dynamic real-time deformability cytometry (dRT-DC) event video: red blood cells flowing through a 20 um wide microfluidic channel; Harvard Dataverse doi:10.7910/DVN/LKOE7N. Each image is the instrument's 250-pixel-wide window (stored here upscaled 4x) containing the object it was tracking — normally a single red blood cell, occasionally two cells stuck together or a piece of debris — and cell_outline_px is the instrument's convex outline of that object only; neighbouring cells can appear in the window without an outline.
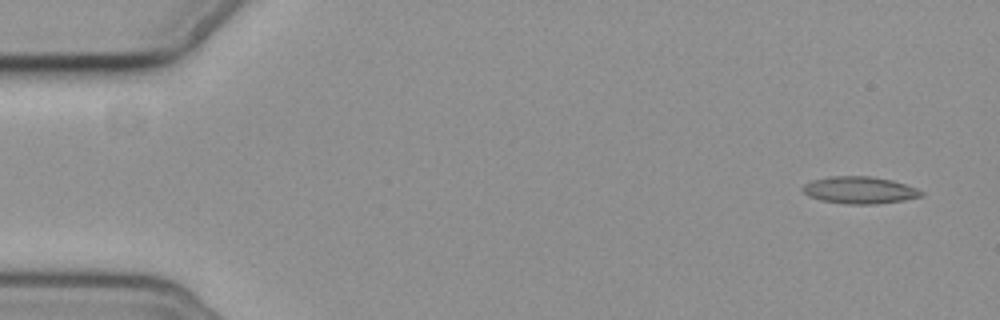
{"species": "common noctule bat (a hibernating species)", "species_latin": "Nyctalus noctula", "temperature_condition": "cold", "stored_images_in_passage": 5, "camera_frame_rate_fps": 3000, "um_per_image_px": 0.085, "animal": {"sex": "female", "body_mass_g": 19.3, "forearm_length_mm": 54.1}, "frame": {"image": 1, "passage_image": 1, "time_ms": 0.0, "image_size_px": [1000, 320], "cell_outline_px": [[924, 196], [904, 200], [876, 204], [848, 204], [820, 200], [808, 196], [800, 188], [804, 184], [812, 180], [828, 176], [868, 176], [892, 180], [916, 188], [924, 192]], "centroid_in_image_um": [73.05, 16.16], "position_along_channel_um": 12.0, "area_um2": 18.79}}
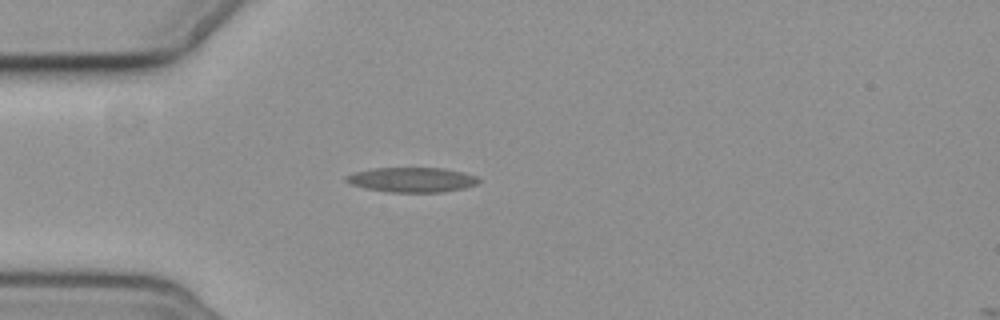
{"frame": {"image": 2, "passage_image": 4, "time_ms": 4.333, "image_size_px": [1000, 320], "cell_outline_px": [[480, 180], [476, 184], [464, 188], [440, 192], [388, 192], [368, 188], [352, 184], [344, 180], [344, 176], [356, 172], [376, 168], [444, 168], [464, 172], [476, 176]], "centroid_in_image_um": [35.04, 15.27], "position_along_channel_um": 50.0, "area_um2": 18.96}}